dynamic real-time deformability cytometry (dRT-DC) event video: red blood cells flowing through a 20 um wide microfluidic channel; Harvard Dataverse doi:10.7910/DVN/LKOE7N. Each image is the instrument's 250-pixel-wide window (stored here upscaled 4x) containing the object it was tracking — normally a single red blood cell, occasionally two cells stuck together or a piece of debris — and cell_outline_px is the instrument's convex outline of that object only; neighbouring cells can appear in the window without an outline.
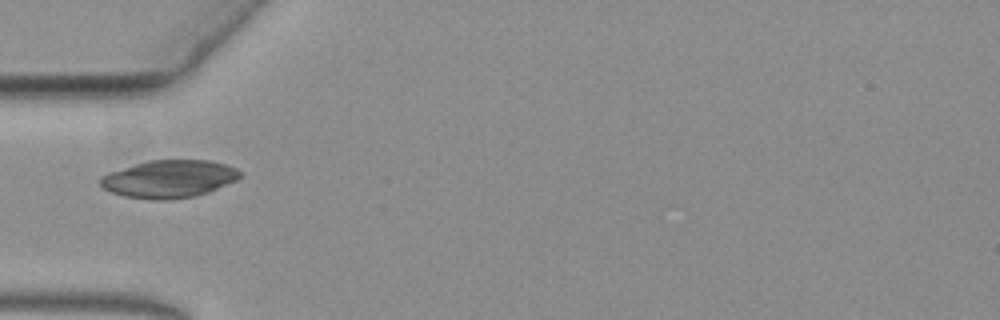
{"species": "common noctule bat (a hibernating species)", "species_latin": "Nyctalus noctula", "temperature_condition": "warm", "stored_images_in_passage": 42, "camera_frame_rate_fps": 3000, "um_per_image_px": 0.085, "animal": {"sex": "female", "body_mass_g": 19.3, "forearm_length_mm": 54.1}, "frame": {"image": 1, "passage_image": 1, "time_ms": 0.0, "image_size_px": [1000, 320], "cell_outline_px": [[240, 176], [236, 180], [208, 192], [196, 196], [168, 200], [156, 200], [124, 196], [112, 192], [104, 188], [100, 184], [100, 176], [108, 172], [148, 160], [208, 160], [228, 164], [236, 168], [240, 172]], "centroid_in_image_um": [14.36, 15.2], "position_along_channel_um": 70.6, "area_um2": 30.63}}
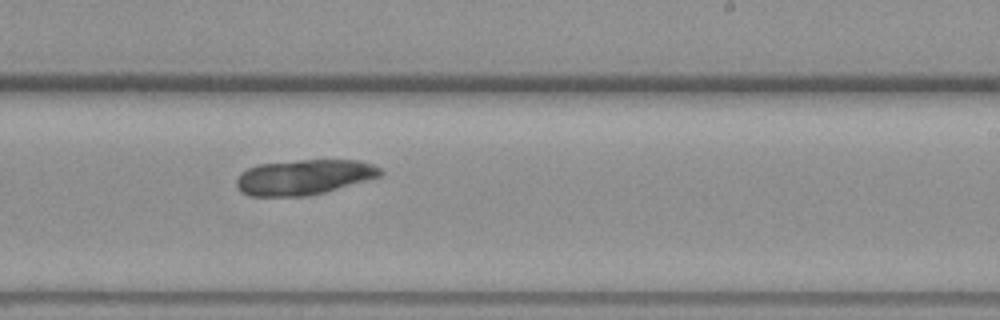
{"frame": {"image": 2, "passage_image": 18, "time_ms": 5.667, "image_size_px": [1000, 320], "cell_outline_px": [[384, 172], [380, 176], [324, 192], [308, 196], [248, 196], [240, 192], [236, 188], [236, 180], [240, 172], [256, 164], [300, 160], [360, 160], [372, 164], [380, 168]], "centroid_in_image_um": [25.78, 15.05], "position_along_channel_um": 263.2, "area_um2": 29.65}}
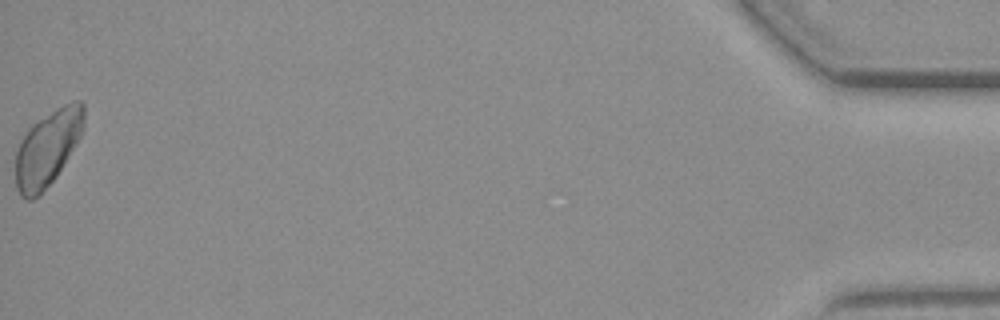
{"frame": {"image": 3, "passage_image": 42, "time_ms": 13.667, "image_size_px": [1000, 320], "cell_outline_px": [[84, 128], [80, 136], [56, 176], [40, 196], [32, 200], [28, 200], [20, 196], [16, 188], [16, 148], [20, 140], [28, 128], [32, 124], [56, 108], [72, 100], [80, 100], [84, 104]], "centroid_in_image_um": [4.03, 12.59], "position_along_channel_um": 431.2, "area_um2": 30.17}}